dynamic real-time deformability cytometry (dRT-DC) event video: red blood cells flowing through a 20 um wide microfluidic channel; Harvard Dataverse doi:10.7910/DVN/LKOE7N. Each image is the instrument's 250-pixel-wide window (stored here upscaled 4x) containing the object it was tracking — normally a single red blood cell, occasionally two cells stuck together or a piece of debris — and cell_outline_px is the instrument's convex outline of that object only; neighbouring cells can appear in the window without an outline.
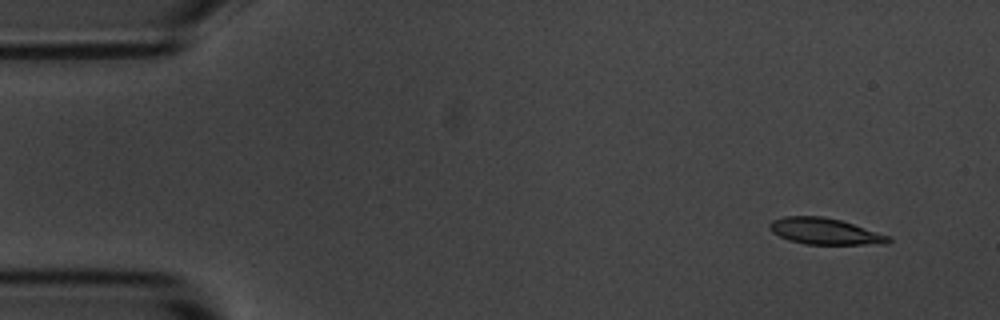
{"species": "common noctule bat (a hibernating species)", "species_latin": "Nyctalus noctula", "temperature_condition": "room temperature", "stored_images_in_passage": 8, "camera_frame_rate_fps": 3000, "um_per_image_px": 0.085, "animal": {"sex": "male", "body_mass_g": 20.1, "forearm_length_mm": 53.5}, "frame": {"image": 1, "passage_image": 2, "time_ms": 1.0, "image_size_px": [1000, 320], "cell_outline_px": [[892, 240], [888, 244], [804, 244], [788, 240], [772, 232], [768, 228], [768, 224], [772, 220], [784, 216], [820, 216], [840, 220], [892, 236]], "centroid_in_image_um": [70.12, 19.66], "position_along_channel_um": 14.9, "area_um2": 18.32}}
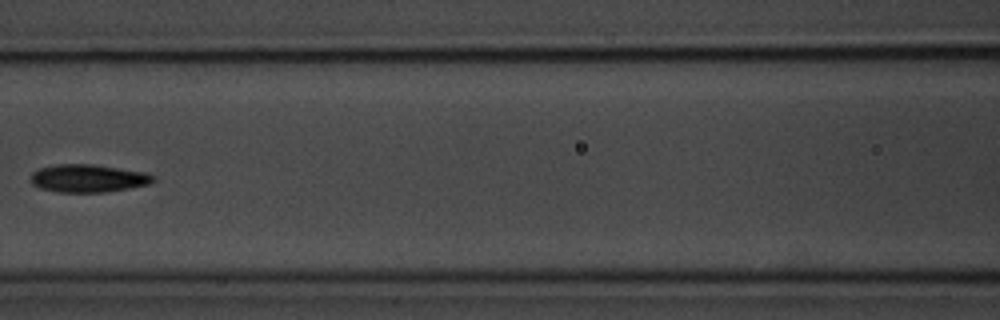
{"frame": {"image": 2, "passage_image": 7, "time_ms": 7.667, "image_size_px": [1000, 320], "cell_outline_px": [[156, 180], [148, 184], [128, 188], [104, 192], [56, 192], [40, 188], [32, 184], [32, 172], [40, 168], [56, 164], [92, 164], [144, 172], [156, 176]], "centroid_in_image_um": [7.49, 15.15], "position_along_channel_um": 159.1, "area_um2": 19.77}}
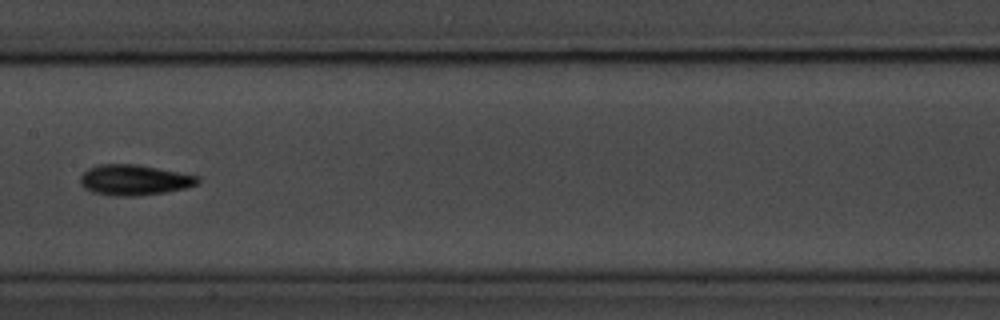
{"frame": {"image": 3, "passage_image": 8, "time_ms": 8.667, "image_size_px": [1000, 320], "cell_outline_px": [[200, 180], [196, 184], [184, 188], [164, 192], [136, 196], [116, 196], [92, 192], [84, 188], [80, 184], [80, 176], [88, 168], [100, 164], [136, 164], [200, 176]], "centroid_in_image_um": [11.38, 15.29], "position_along_channel_um": 196.0, "area_um2": 20.81}}